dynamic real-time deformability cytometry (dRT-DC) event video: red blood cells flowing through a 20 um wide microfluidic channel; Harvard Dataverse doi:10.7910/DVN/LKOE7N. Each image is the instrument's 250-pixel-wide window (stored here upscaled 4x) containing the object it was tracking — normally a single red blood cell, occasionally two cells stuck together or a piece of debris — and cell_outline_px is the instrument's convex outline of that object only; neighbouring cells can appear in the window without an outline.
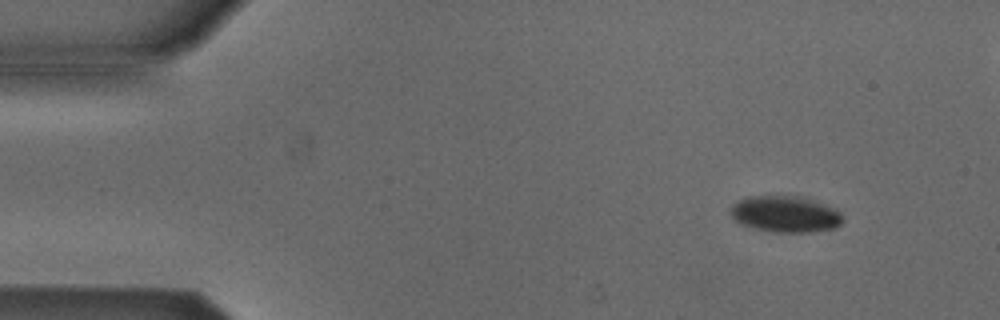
{"species": "Egyptian fruit bat (a non-hibernating species)", "species_latin": "Rousettus aegyptiacus", "temperature_condition": "cold", "stored_images_in_passage": 4, "segment_of_instrument_passage": [1, 2], "camera_frame_rate_fps": 3000, "um_per_image_px": 0.085, "animal": {"sex": "male"}, "frame": {"image": 1, "passage_image": 1, "time_ms": 0.0, "image_size_px": [1000, 320], "cell_outline_px": [[844, 220], [836, 228], [812, 232], [776, 232], [752, 228], [740, 224], [728, 212], [732, 204], [744, 196], [796, 196], [836, 208], [840, 212]], "centroid_in_image_um": [66.72, 18.2], "position_along_channel_um": 18.3, "area_um2": 23.87}}